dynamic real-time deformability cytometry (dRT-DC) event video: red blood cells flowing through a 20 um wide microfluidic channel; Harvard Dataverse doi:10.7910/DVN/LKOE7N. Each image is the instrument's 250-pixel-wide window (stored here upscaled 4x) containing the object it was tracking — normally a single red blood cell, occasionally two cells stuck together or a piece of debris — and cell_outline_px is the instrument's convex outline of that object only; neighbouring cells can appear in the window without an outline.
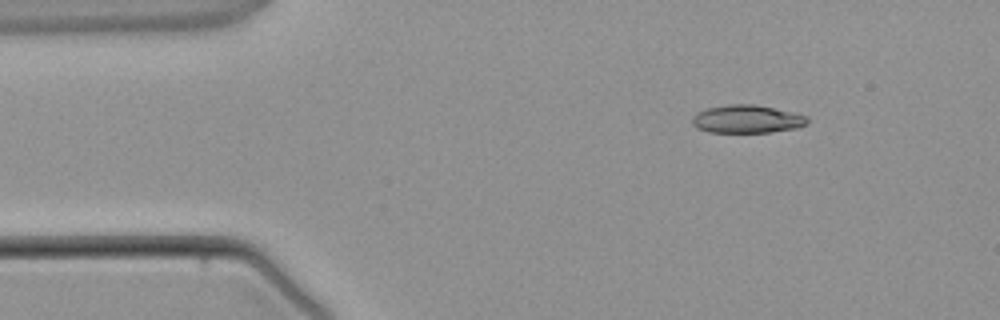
{"species": "common noctule bat (a hibernating species)", "species_latin": "Nyctalus noctula", "temperature_condition": "warm", "stored_images_in_passage": 3, "segment_of_instrument_passage": [2, 2], "camera_frame_rate_fps": 3000, "um_per_image_px": 0.085, "animal": {"sex": "male", "body_mass_g": 21.5, "forearm_length_mm": 52.0}, "frame": {"image": 1, "passage_image": 3, "time_ms": 4.333, "image_size_px": [1000, 320], "cell_outline_px": [[808, 124], [800, 128], [772, 132], [708, 132], [696, 128], [692, 124], [692, 116], [696, 112], [708, 108], [728, 104], [756, 104], [792, 112], [808, 116]], "centroid_in_image_um": [63.51, 10.12], "position_along_channel_um": 21.5, "area_um2": 19.07}}